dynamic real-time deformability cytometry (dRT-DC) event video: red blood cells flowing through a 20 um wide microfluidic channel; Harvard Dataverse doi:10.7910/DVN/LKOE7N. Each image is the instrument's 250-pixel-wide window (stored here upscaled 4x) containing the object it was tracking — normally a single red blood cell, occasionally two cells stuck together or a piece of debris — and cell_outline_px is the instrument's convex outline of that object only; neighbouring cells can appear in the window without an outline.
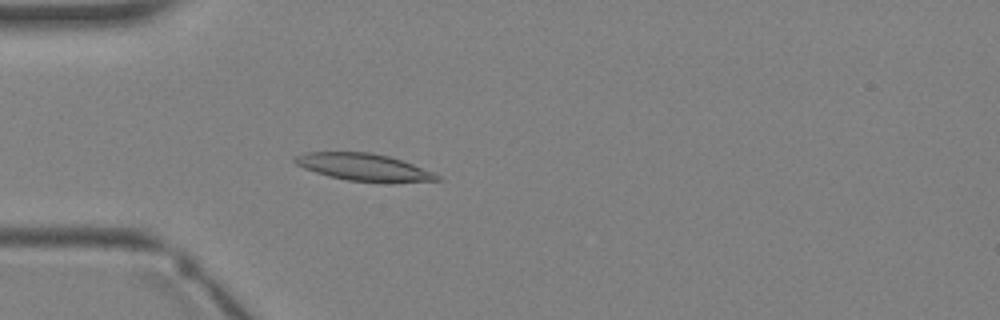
{"species": "Egyptian fruit bat (a non-hibernating species)", "species_latin": "Rousettus aegyptiacus", "temperature_condition": "warm", "stored_images_in_passage": 3, "camera_frame_rate_fps": 3000, "um_per_image_px": 0.085, "animal": {"sex": "female"}, "frame": {"image": 1, "passage_image": 3, "time_ms": 2.333, "image_size_px": [1000, 320], "cell_outline_px": [[444, 180], [392, 184], [348, 180], [328, 176], [304, 168], [296, 164], [292, 160], [296, 156], [304, 152], [368, 152], [388, 156], [412, 164], [432, 172], [440, 176]], "centroid_in_image_um": [30.97, 14.24], "position_along_channel_um": 54.0, "area_um2": 22.83}}